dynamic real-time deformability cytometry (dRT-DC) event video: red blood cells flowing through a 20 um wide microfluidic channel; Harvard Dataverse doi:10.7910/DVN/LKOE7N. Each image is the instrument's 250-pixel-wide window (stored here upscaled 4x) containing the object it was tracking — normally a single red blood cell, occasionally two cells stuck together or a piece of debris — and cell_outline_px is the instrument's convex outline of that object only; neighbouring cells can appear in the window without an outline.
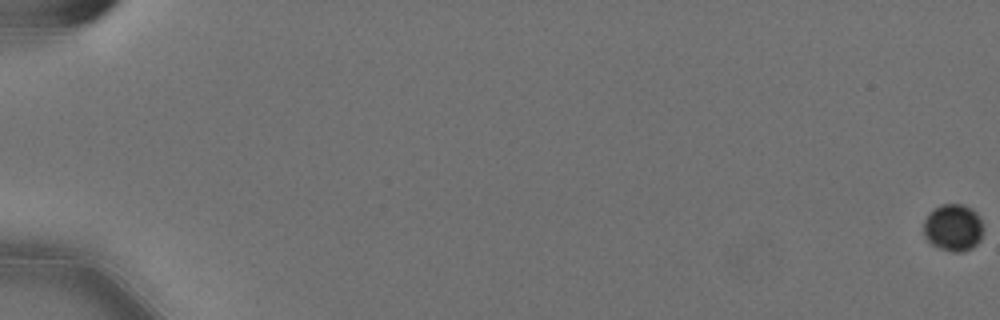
{"species": "Egyptian fruit bat (a non-hibernating species)", "species_latin": "Rousettus aegyptiacus", "temperature_condition": "cold", "stored_images_in_passage": 52, "camera_frame_rate_fps": 3000, "um_per_image_px": 0.085, "animal": {"sex": "female"}, "frame": {"image": 1, "passage_image": 1, "time_ms": 0.0, "image_size_px": [1000, 320], "cell_outline_px": [[980, 240], [972, 248], [964, 252], [952, 252], [940, 248], [932, 244], [924, 236], [924, 220], [928, 212], [940, 204], [964, 204], [972, 208], [980, 216]], "centroid_in_image_um": [80.99, 19.33], "position_along_channel_um": 4.0, "area_um2": 16.36}}
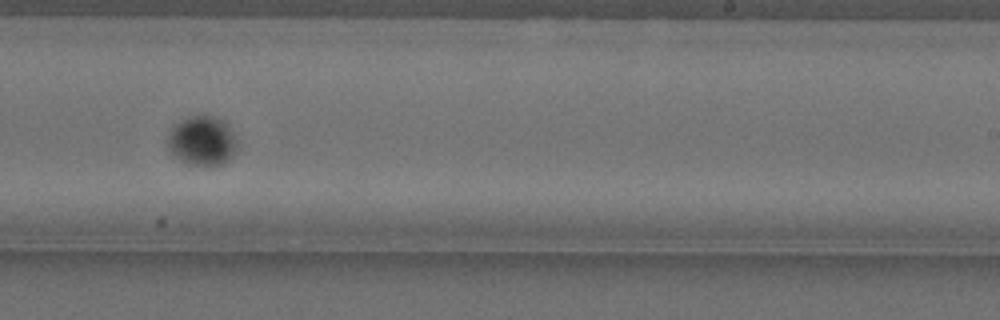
{"frame": {"image": 2, "passage_image": 40, "time_ms": 13.0, "image_size_px": [1000, 320], "cell_outline_px": [[236, 144], [232, 156], [228, 160], [220, 164], [188, 164], [180, 160], [168, 148], [168, 132], [172, 124], [188, 116], [216, 116], [224, 120], [228, 124], [236, 136]], "centroid_in_image_um": [17.16, 11.92], "position_along_channel_um": 271.8, "area_um2": 20.0}}
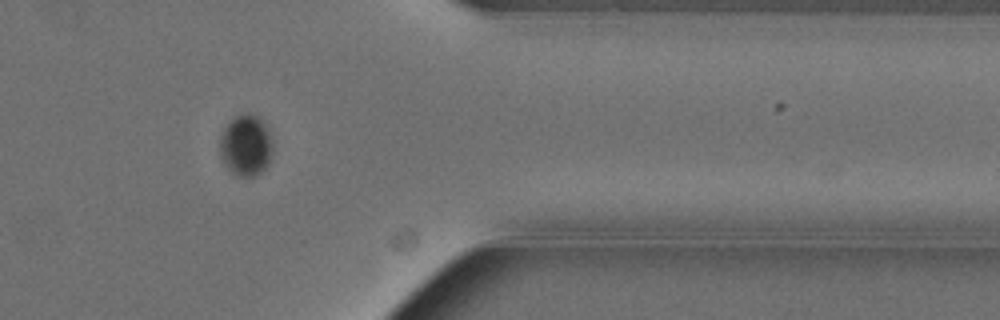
{"frame": {"image": 3, "passage_image": 51, "time_ms": 16.667, "image_size_px": [1000, 320], "cell_outline_px": [[272, 156], [268, 164], [256, 176], [240, 176], [232, 172], [228, 168], [220, 156], [220, 140], [224, 128], [236, 116], [244, 112], [248, 112], [256, 116], [268, 128], [272, 136]], "centroid_in_image_um": [20.92, 12.35], "position_along_channel_um": 390.5, "area_um2": 18.79}}